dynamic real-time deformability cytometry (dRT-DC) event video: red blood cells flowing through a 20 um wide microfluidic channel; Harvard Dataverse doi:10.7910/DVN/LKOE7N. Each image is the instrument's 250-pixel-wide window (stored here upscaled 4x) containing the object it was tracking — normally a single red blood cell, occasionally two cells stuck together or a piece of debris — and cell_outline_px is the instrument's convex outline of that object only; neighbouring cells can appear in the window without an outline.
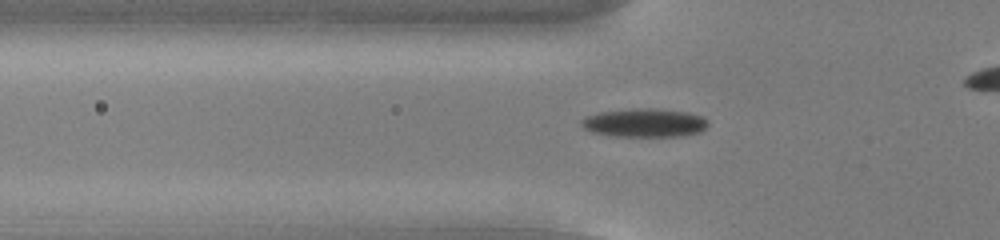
{"species": "common noctule bat (a hibernating species)", "species_latin": "Nyctalus noctula", "temperature_condition": "cold", "stored_images_in_passage": 46, "camera_frame_rate_fps": 3000, "um_per_image_px": 0.085, "animal": {"sex": "male", "body_mass_g": 13.0, "forearm_length_mm": 53.1}, "frame": {"image": 1, "passage_image": 19, "time_ms": 6.0, "image_size_px": [1000, 240], "cell_outline_px": [[708, 124], [700, 132], [680, 136], [608, 136], [592, 132], [584, 128], [580, 124], [580, 120], [588, 116], [600, 112], [644, 108], [652, 108], [688, 112], [704, 116], [708, 120]], "centroid_in_image_um": [54.8, 10.44], "position_along_channel_um": 71.0, "area_um2": 21.04}}
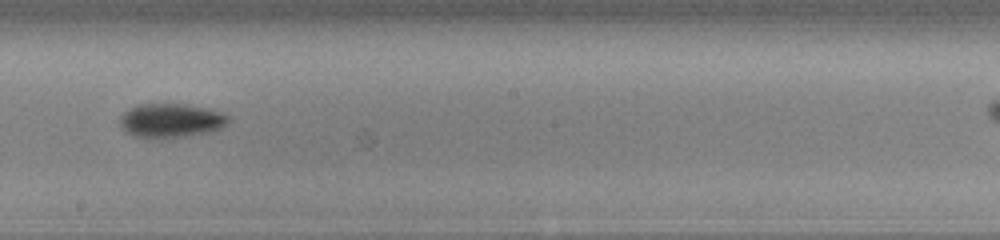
{"frame": {"image": 2, "passage_image": 32, "time_ms": 10.333, "image_size_px": [1000, 240], "cell_outline_px": [[232, 120], [224, 128], [212, 132], [160, 140], [148, 140], [132, 136], [124, 132], [120, 124], [120, 116], [124, 112], [136, 104], [188, 104], [212, 108], [232, 116]], "centroid_in_image_um": [14.58, 10.27], "position_along_channel_um": 233.6, "area_um2": 22.77}}
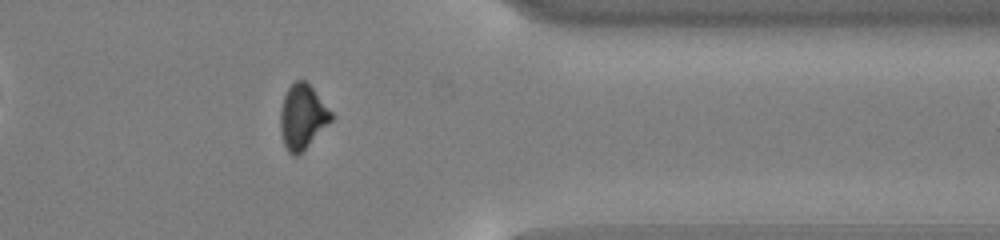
{"frame": {"image": 3, "passage_image": 45, "time_ms": 14.667, "image_size_px": [1000, 240], "cell_outline_px": [[332, 120], [296, 156], [292, 156], [288, 152], [284, 144], [280, 132], [280, 112], [284, 96], [288, 88], [296, 80], [304, 80], [312, 88], [332, 112]], "centroid_in_image_um": [25.68, 9.92], "position_along_channel_um": 385.7, "area_um2": 18.67}}